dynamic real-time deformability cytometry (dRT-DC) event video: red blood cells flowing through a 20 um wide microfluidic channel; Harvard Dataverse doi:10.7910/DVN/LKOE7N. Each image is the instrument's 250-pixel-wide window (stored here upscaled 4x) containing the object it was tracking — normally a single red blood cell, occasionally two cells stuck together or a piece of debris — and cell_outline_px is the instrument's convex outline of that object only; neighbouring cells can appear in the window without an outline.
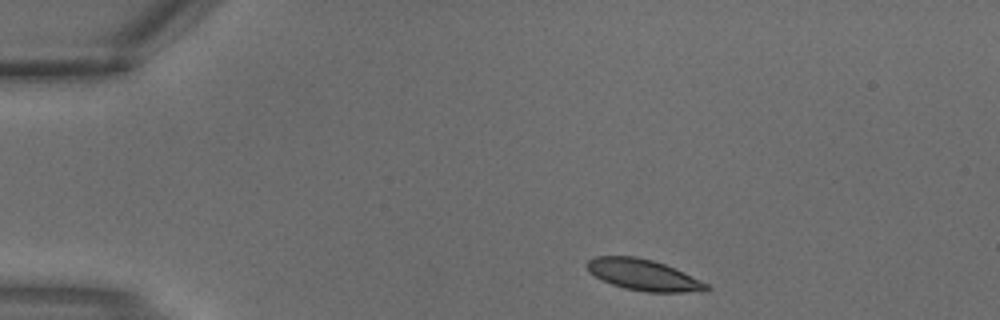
{"species": "common noctule bat (a hibernating species)", "species_latin": "Nyctalus noctula", "temperature_condition": "warm", "stored_images_in_passage": 2, "camera_frame_rate_fps": 3000, "um_per_image_px": 0.085, "animal": {"sex": "male", "body_mass_g": 18.8}, "frame": {"image": 1, "passage_image": 1, "time_ms": 0.0, "image_size_px": [1000, 320], "cell_outline_px": [[712, 288], [704, 292], [648, 292], [624, 288], [612, 284], [588, 272], [584, 264], [588, 260], [596, 256], [636, 256], [652, 260], [664, 264], [684, 272], [708, 284]], "centroid_in_image_um": [54.7, 23.37], "position_along_channel_um": 30.3, "area_um2": 21.73}}